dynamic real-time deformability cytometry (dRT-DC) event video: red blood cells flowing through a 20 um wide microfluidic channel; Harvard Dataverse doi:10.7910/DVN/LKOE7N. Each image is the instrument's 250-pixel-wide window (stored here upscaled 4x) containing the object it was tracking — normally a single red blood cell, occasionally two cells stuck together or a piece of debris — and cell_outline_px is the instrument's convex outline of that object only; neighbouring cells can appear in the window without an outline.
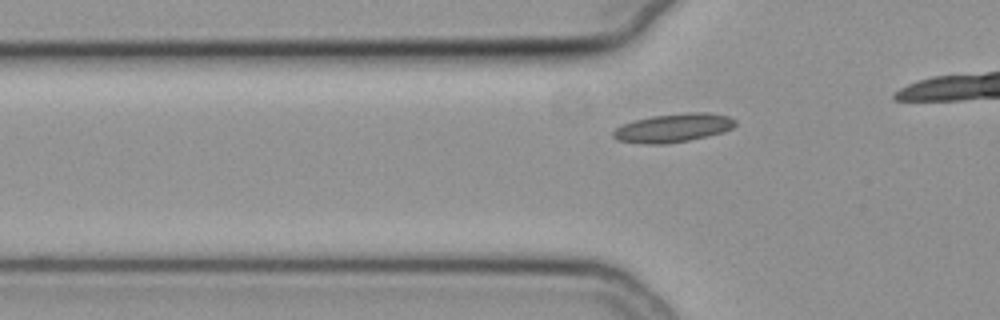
{"species": "common noctule bat (a hibernating species)", "species_latin": "Nyctalus noctula", "temperature_condition": "cold", "stored_images_in_passage": 29, "camera_frame_rate_fps": 3000, "um_per_image_px": 0.085, "animal": {"sex": "female", "body_mass_g": 19.3, "forearm_length_mm": 54.1}, "frame": {"image": 1, "passage_image": 7, "time_ms": 2.0, "image_size_px": [1000, 320], "cell_outline_px": [[736, 124], [732, 128], [724, 132], [688, 140], [664, 144], [648, 144], [616, 140], [612, 136], [612, 132], [620, 124], [652, 116], [688, 112], [708, 112], [728, 116], [736, 120]], "centroid_in_image_um": [57.22, 10.86], "position_along_channel_um": 68.6, "area_um2": 20.35}}
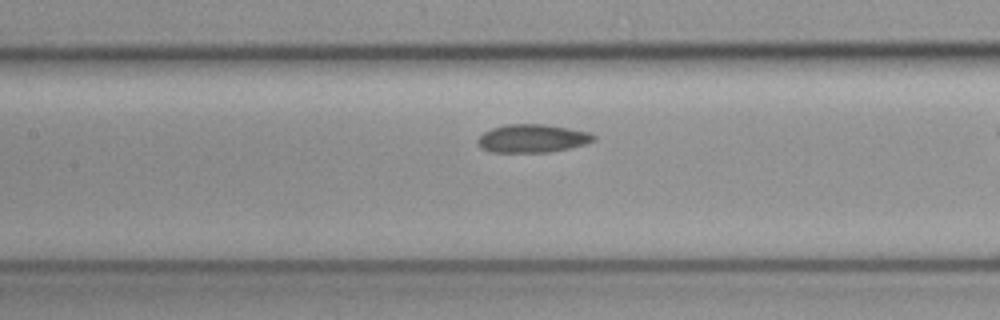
{"frame": {"image": 2, "passage_image": 15, "time_ms": 4.667, "image_size_px": [1000, 320], "cell_outline_px": [[596, 140], [584, 144], [568, 148], [548, 152], [492, 152], [480, 148], [476, 140], [484, 132], [492, 128], [504, 124], [544, 124], [592, 132], [596, 136]], "centroid_in_image_um": [45.25, 11.76], "position_along_channel_um": 162.1, "area_um2": 19.13}}
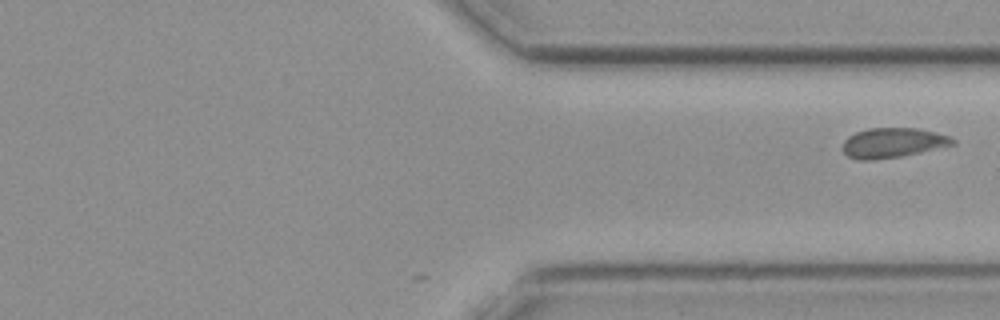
{"frame": {"image": 3, "passage_image": 29, "time_ms": 9.333, "image_size_px": [1000, 320], "cell_outline_px": [[956, 144], [920, 152], [900, 156], [872, 160], [860, 160], [848, 156], [844, 152], [844, 140], [848, 136], [856, 132], [868, 128], [916, 128], [936, 132], [952, 136], [956, 140]], "centroid_in_image_um": [75.93, 12.12], "position_along_channel_um": 335.5, "area_um2": 19.07}}